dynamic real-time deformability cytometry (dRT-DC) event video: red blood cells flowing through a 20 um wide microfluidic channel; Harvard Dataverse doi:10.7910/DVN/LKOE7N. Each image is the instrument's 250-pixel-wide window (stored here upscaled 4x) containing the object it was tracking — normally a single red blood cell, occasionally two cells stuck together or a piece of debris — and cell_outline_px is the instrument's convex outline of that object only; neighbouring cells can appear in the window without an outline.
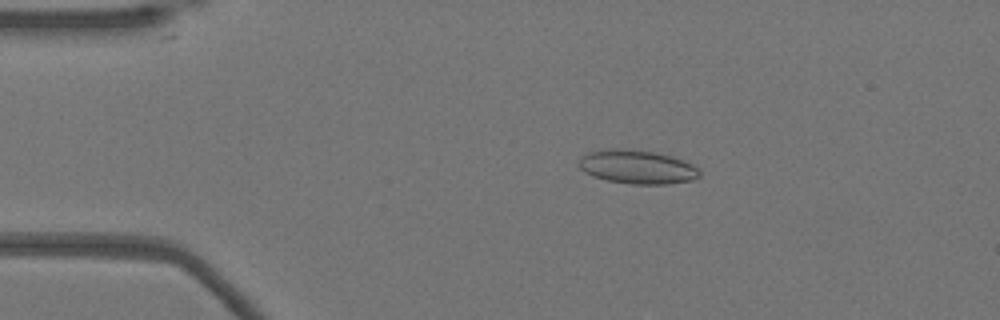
{"species": "Egyptian fruit bat (a non-hibernating species)", "species_latin": "Rousettus aegyptiacus", "temperature_condition": "warm", "stored_images_in_passage": 52, "camera_frame_rate_fps": 3000, "um_per_image_px": 0.085, "animal": {"sex": "female"}, "frame": {"image": 1, "passage_image": 10, "time_ms": 3.0, "image_size_px": [1000, 320], "cell_outline_px": [[700, 176], [692, 180], [668, 184], [632, 184], [608, 180], [592, 176], [584, 172], [580, 168], [580, 156], [588, 152], [608, 148], [624, 148], [656, 152], [672, 156], [692, 164], [700, 172]], "centroid_in_image_um": [54.15, 14.18], "position_along_channel_um": 30.9, "area_um2": 23.81}}
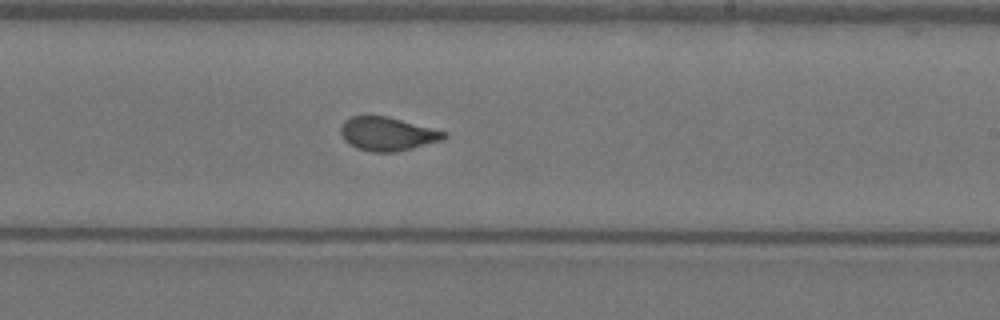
{"frame": {"image": 2, "passage_image": 31, "time_ms": 10.0, "image_size_px": [1000, 320], "cell_outline_px": [[448, 136], [444, 140], [396, 152], [372, 152], [356, 148], [344, 140], [340, 132], [340, 128], [344, 120], [352, 116], [388, 116], [448, 132]], "centroid_in_image_um": [32.95, 11.38], "position_along_channel_um": 256.0, "area_um2": 20.4}}
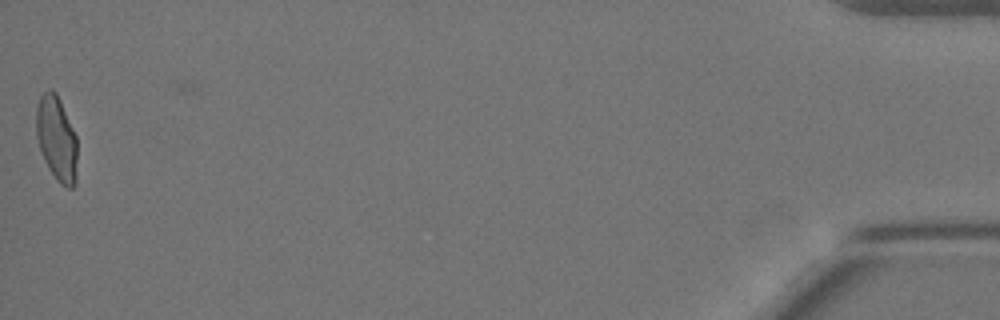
{"frame": {"image": 3, "passage_image": 52, "time_ms": 17.0, "image_size_px": [1000, 320], "cell_outline_px": [[76, 184], [72, 188], [68, 188], [60, 184], [56, 180], [48, 168], [44, 160], [36, 136], [36, 104], [40, 96], [48, 88], [52, 88], [56, 92], [60, 100], [76, 136]], "centroid_in_image_um": [4.79, 11.77], "position_along_channel_um": 430.4, "area_um2": 20.4}, "authors_computed_cell_mechanics": {"area_um2": 20.6924, "velocity_mm_per_s": 3.9048, "shape_relaxation_time_tau1_ms": null, "shape_relaxation_time_tau2_ms": 0.7877, "deformation_change_tau1": null, "deformation_change_tau2": 0.0732}}